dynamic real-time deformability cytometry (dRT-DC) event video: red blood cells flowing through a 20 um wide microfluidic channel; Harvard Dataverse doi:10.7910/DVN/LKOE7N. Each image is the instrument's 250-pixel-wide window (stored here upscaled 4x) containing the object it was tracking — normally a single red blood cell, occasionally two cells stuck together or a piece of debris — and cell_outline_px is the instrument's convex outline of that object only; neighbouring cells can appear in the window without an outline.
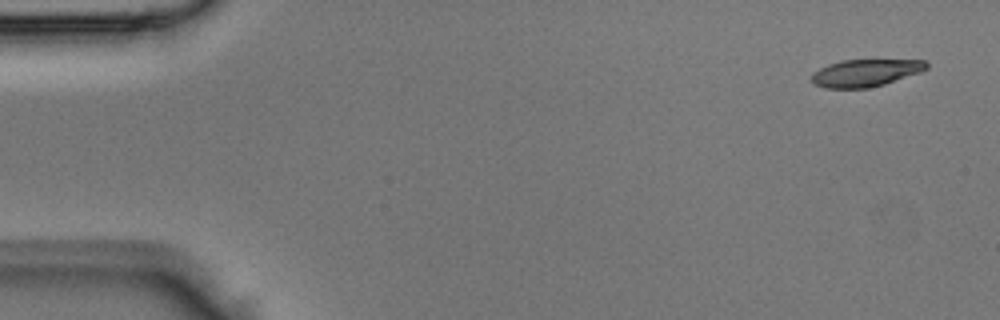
{"species": "Egyptian fruit bat (a non-hibernating species)", "species_latin": "Rousettus aegyptiacus", "temperature_condition": "room temperature", "stored_images_in_passage": 41, "camera_frame_rate_fps": 3000, "um_per_image_px": 0.085, "animal": {"sex": "male"}, "frame": {"image": 1, "passage_image": 1, "time_ms": 0.0, "image_size_px": [1000, 320], "cell_outline_px": [[928, 68], [920, 72], [884, 84], [868, 88], [824, 88], [812, 84], [812, 72], [828, 64], [840, 60], [924, 60], [928, 64]], "centroid_in_image_um": [73.53, 6.2], "position_along_channel_um": 11.5, "area_um2": 18.26}}
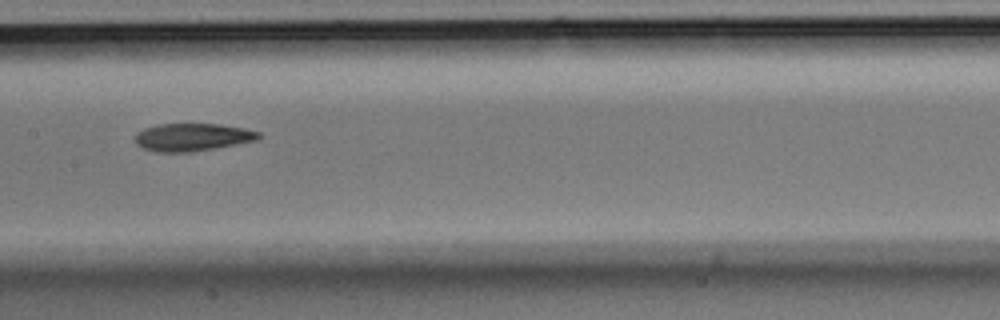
{"frame": {"image": 2, "passage_image": 20, "time_ms": 6.333, "image_size_px": [1000, 320], "cell_outline_px": [[260, 140], [192, 152], [156, 152], [144, 148], [136, 144], [136, 132], [144, 128], [160, 124], [220, 124], [244, 128], [260, 132]], "centroid_in_image_um": [16.38, 11.66], "position_along_channel_um": 191.0, "area_um2": 20.0}}
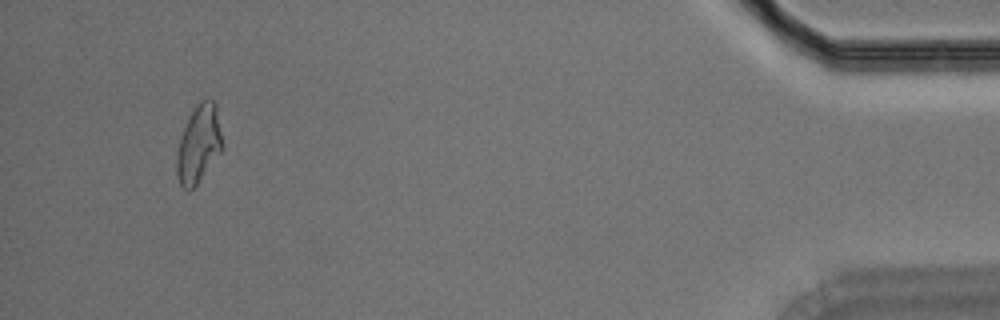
{"frame": {"image": 3, "passage_image": 39, "time_ms": 12.667, "image_size_px": [1000, 320], "cell_outline_px": [[224, 144], [220, 152], [200, 180], [188, 192], [180, 184], [176, 176], [176, 152], [180, 136], [188, 116], [200, 100], [208, 96], [216, 104]], "centroid_in_image_um": [16.88, 12.21], "position_along_channel_um": 418.3, "area_um2": 21.04}}